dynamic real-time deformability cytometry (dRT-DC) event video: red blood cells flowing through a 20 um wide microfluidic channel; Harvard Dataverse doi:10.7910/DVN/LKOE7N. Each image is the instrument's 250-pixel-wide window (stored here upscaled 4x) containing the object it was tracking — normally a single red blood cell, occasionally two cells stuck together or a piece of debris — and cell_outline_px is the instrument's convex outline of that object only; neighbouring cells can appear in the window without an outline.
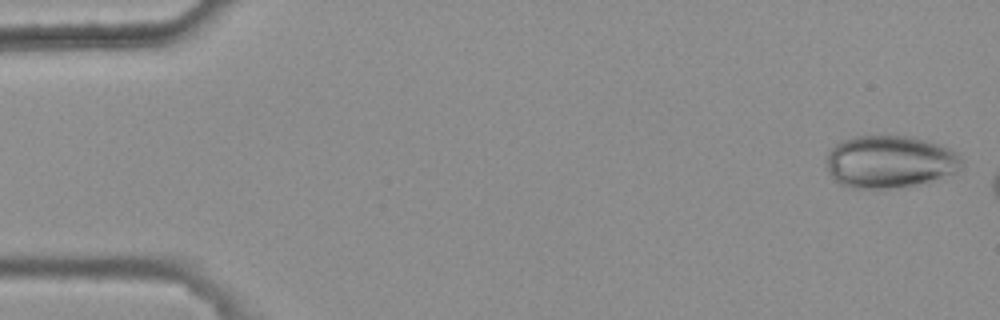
{"species": "common noctule bat (a hibernating species)", "species_latin": "Nyctalus noctula", "temperature_condition": "warm", "stored_images_in_passage": 3, "camera_frame_rate_fps": 3000, "um_per_image_px": 0.085, "animal": {"sex": "female", "body_mass_g": 25.1}, "frame": {"image": 1, "passage_image": 1, "time_ms": 0.0, "image_size_px": [1000, 320], "cell_outline_px": [[964, 164], [956, 172], [944, 180], [928, 184], [908, 188], [852, 188], [840, 184], [828, 172], [828, 152], [836, 144], [844, 140], [856, 136], [912, 136], [928, 140], [940, 144], [960, 152], [964, 160]], "centroid_in_image_um": [75.78, 13.78], "position_along_channel_um": 9.2, "area_um2": 42.6}}